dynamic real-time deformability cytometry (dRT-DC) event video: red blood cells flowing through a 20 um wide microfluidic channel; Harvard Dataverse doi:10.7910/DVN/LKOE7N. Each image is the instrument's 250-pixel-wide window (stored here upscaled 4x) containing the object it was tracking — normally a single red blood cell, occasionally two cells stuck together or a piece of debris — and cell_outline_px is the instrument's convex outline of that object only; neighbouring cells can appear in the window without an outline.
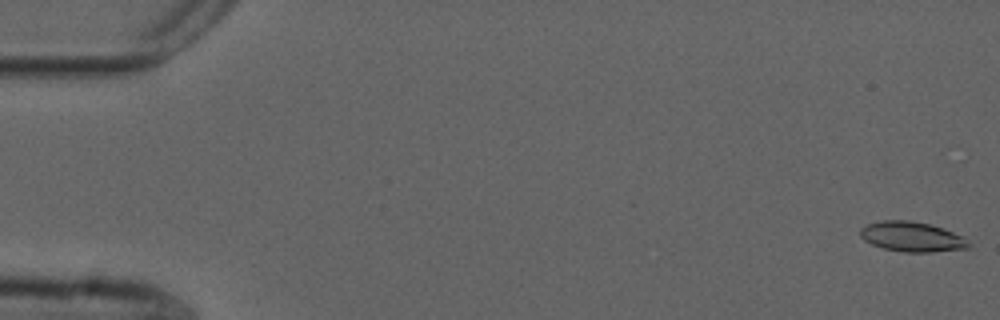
{"species": "common noctule bat (a hibernating species)", "species_latin": "Nyctalus noctula", "temperature_condition": "cold", "stored_images_in_passage": 55, "camera_frame_rate_fps": 3000, "um_per_image_px": 0.085, "animal": {"sex": "male", "forearm_length_mm": 52.5}, "frame": {"image": 1, "passage_image": 1, "time_ms": 0.0, "image_size_px": [1000, 320], "cell_outline_px": [[972, 244], [968, 248], [932, 252], [904, 252], [884, 248], [872, 244], [864, 240], [860, 236], [860, 228], [868, 224], [880, 220], [908, 220], [928, 224], [944, 228], [964, 236]], "centroid_in_image_um": [77.54, 20.12], "position_along_channel_um": 7.5, "area_um2": 19.02}}
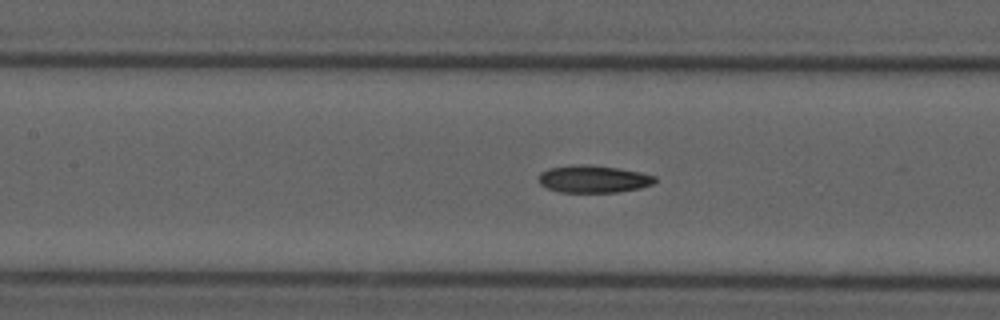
{"frame": {"image": 2, "passage_image": 25, "time_ms": 8.0, "image_size_px": [1000, 320], "cell_outline_px": [[656, 180], [652, 184], [640, 188], [616, 192], [560, 192], [548, 188], [540, 184], [540, 172], [548, 168], [568, 164], [592, 164], [640, 172], [656, 176]], "centroid_in_image_um": [50.42, 15.2], "position_along_channel_um": 157.0, "area_um2": 18.61}}
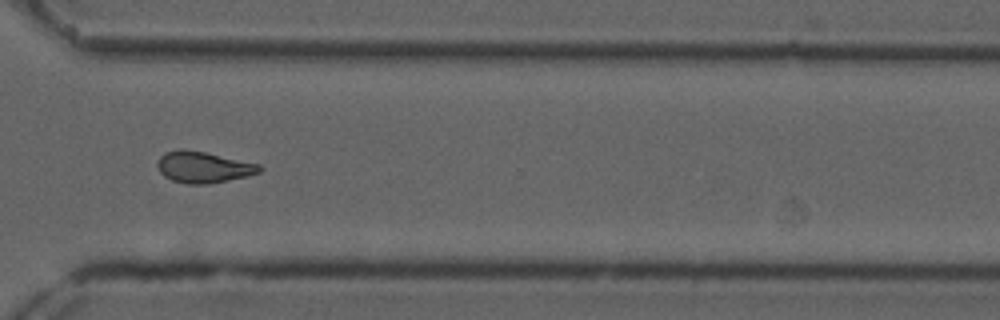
{"frame": {"image": 3, "passage_image": 41, "time_ms": 13.333, "image_size_px": [1000, 320], "cell_outline_px": [[264, 168], [260, 172], [248, 176], [208, 184], [188, 184], [172, 180], [164, 176], [160, 172], [156, 164], [156, 160], [164, 152], [180, 148], [204, 152], [260, 164]], "centroid_in_image_um": [17.27, 14.2], "position_along_channel_um": 353.3, "area_um2": 18.73}, "authors_computed_cell_mechanics": {"area_um2": 18.496, "velocity_mm_per_s": 3.6898, "shape_relaxation_time_tau1_ms": 9.5817, "shape_relaxation_time_tau2_ms": 3.6463, "deformation_change_tau1": 0.1941, "deformation_change_tau2": 0.1082}}